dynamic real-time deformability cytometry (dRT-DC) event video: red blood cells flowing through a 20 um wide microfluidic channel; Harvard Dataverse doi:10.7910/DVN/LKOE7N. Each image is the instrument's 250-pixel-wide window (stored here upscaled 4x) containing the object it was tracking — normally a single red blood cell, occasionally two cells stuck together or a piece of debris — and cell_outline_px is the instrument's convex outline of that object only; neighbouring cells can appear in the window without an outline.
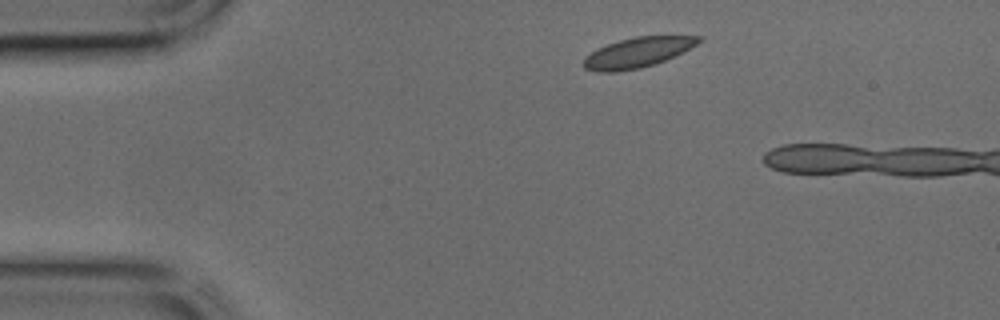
{"species": "common noctule bat (a hibernating species)", "species_latin": "Nyctalus noctula", "temperature_condition": "cold", "stored_images_in_passage": 6, "camera_frame_rate_fps": 3000, "um_per_image_px": 0.085, "animal": {"sex": "male", "body_mass_g": 17.9, "forearm_length_mm": 54.2}, "frame": {"image": 1, "passage_image": 1, "time_ms": 0.0, "image_size_px": [1000, 320], "cell_outline_px": [[704, 40], [664, 60], [640, 68], [616, 72], [596, 72], [584, 68], [584, 60], [592, 52], [608, 44], [620, 40], [636, 36], [704, 36]], "centroid_in_image_um": [54.19, 4.46], "position_along_channel_um": 30.8, "area_um2": 19.65}}